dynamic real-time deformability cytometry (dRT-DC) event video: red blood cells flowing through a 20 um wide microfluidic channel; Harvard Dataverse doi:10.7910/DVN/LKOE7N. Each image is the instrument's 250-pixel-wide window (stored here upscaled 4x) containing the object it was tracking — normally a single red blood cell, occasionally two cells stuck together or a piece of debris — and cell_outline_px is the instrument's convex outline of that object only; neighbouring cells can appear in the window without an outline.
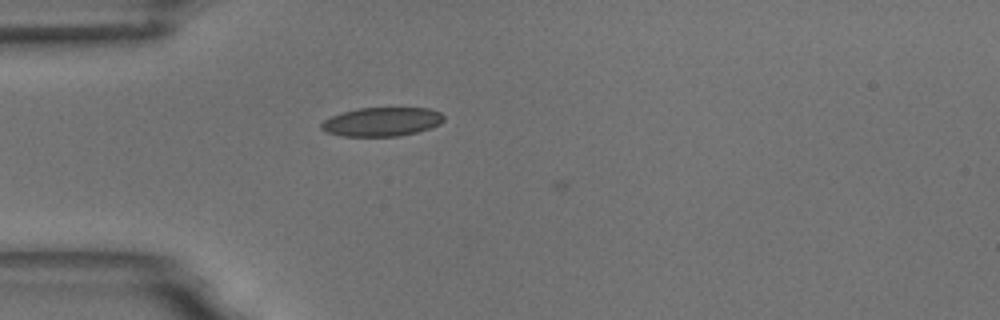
{"species": "common noctule bat (a hibernating species)", "species_latin": "Nyctalus noctula", "temperature_condition": "room temperature", "stored_images_in_passage": 5, "camera_frame_rate_fps": 3000, "um_per_image_px": 0.085, "animal": {"sex": "male", "body_mass_g": 18.8}, "frame": {"image": 1, "passage_image": 1, "time_ms": 0.0, "image_size_px": [1000, 320], "cell_outline_px": [[444, 120], [440, 124], [432, 128], [400, 136], [340, 136], [328, 132], [320, 128], [320, 124], [324, 120], [332, 116], [344, 112], [360, 108], [428, 108], [440, 112], [444, 116]], "centroid_in_image_um": [32.48, 10.35], "position_along_channel_um": 52.5, "area_um2": 20.58}}